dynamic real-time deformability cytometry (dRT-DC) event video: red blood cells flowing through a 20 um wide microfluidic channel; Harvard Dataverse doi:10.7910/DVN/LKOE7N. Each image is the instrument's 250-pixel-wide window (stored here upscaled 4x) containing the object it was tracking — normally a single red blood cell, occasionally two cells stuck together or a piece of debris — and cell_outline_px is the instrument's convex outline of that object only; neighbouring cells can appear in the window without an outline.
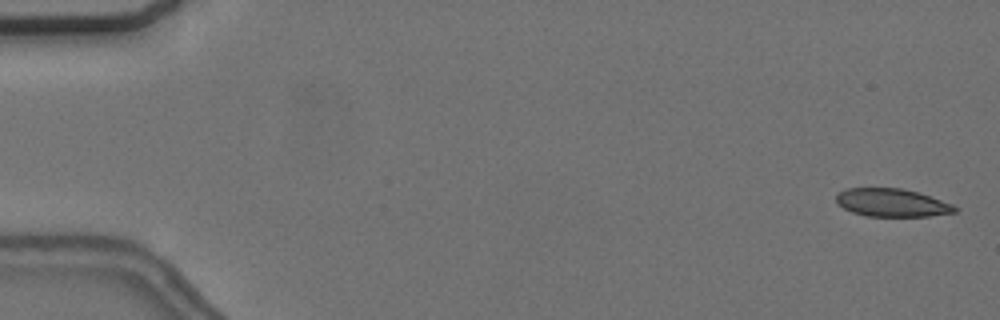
{"species": "common noctule bat (a hibernating species)", "species_latin": "Nyctalus noctula", "temperature_condition": "cold", "stored_images_in_passage": 5, "camera_frame_rate_fps": 3000, "um_per_image_px": 0.085, "animal": {"sex": "female", "body_mass_g": 24.6, "forearm_length_mm": 56.2}, "frame": {"image": 1, "passage_image": 1, "time_ms": 0.0, "image_size_px": [1000, 320], "cell_outline_px": [[960, 208], [956, 212], [928, 216], [868, 216], [852, 212], [836, 204], [836, 196], [840, 192], [848, 188], [900, 188], [920, 192], [952, 204]], "centroid_in_image_um": [75.84, 17.23], "position_along_channel_um": 9.2, "area_um2": 19.42}}
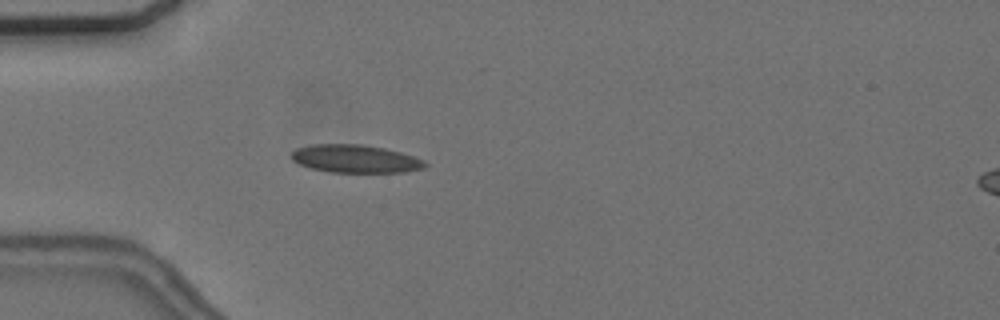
{"frame": {"image": 2, "passage_image": 5, "time_ms": 5.0, "image_size_px": [1000, 320], "cell_outline_px": [[428, 164], [424, 168], [404, 172], [332, 172], [312, 168], [300, 164], [292, 160], [292, 152], [296, 148], [312, 144], [360, 144], [384, 148], [400, 152], [424, 160]], "centroid_in_image_um": [30.21, 13.49], "position_along_channel_um": 54.8, "area_um2": 21.62}}